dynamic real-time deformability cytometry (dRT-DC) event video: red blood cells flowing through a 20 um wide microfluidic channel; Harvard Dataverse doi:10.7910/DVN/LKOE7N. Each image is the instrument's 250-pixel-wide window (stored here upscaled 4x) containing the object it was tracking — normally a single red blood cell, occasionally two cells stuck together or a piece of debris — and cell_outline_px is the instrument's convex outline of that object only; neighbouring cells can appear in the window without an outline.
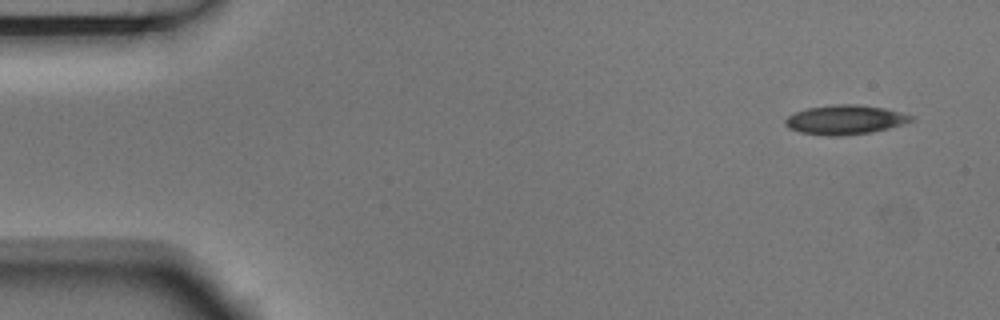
{"species": "Egyptian fruit bat (a non-hibernating species)", "species_latin": "Rousettus aegyptiacus", "temperature_condition": "room temperature", "stored_images_in_passage": 5, "segment_of_instrument_passage": [1, 2], "camera_frame_rate_fps": 3000, "um_per_image_px": 0.085, "animal": {"sex": "male"}, "frame": {"image": 1, "passage_image": 1, "time_ms": 0.0, "image_size_px": [1000, 320], "cell_outline_px": [[916, 116], [912, 120], [904, 124], [872, 132], [840, 136], [828, 136], [800, 132], [788, 128], [784, 124], [784, 120], [788, 116], [796, 112], [808, 108], [836, 104], [856, 104], [884, 108]], "centroid_in_image_um": [71.83, 10.18], "position_along_channel_um": 13.2, "area_um2": 21.5}}